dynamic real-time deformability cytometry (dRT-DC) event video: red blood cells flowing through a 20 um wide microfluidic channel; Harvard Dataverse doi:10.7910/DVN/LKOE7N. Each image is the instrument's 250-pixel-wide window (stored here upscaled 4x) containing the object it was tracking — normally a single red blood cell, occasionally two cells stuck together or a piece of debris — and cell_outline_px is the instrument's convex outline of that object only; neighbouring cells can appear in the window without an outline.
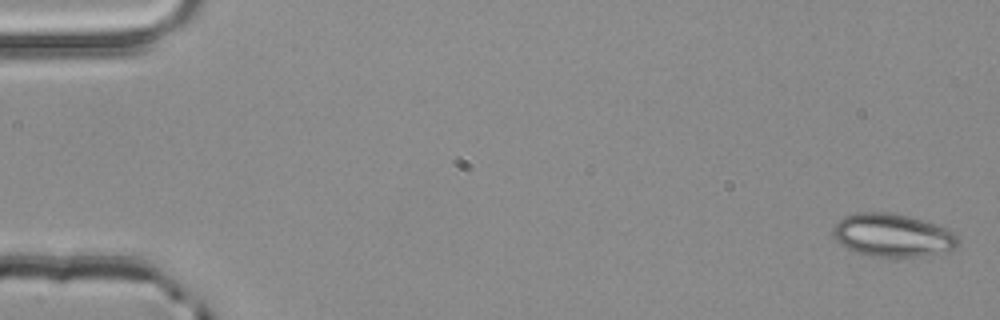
{"species": "common noctule bat (a hibernating species)", "species_latin": "Nyctalus noctula", "temperature_condition": "room temperature", "stored_images_in_passage": 4, "camera_frame_rate_fps": 3000, "um_per_image_px": 0.085, "animal": {"sex": "male", "body_mass_g": 20.4}, "frame": {"image": 1, "passage_image": 1, "time_ms": 0.0, "image_size_px": [1000, 320], "cell_outline_px": [[956, 244], [952, 248], [920, 256], [868, 256], [856, 252], [848, 248], [836, 240], [832, 236], [832, 228], [844, 216], [856, 212], [888, 212], [908, 216], [940, 224], [956, 232]], "centroid_in_image_um": [75.82, 19.96], "position_along_channel_um": 9.2, "area_um2": 31.1}}